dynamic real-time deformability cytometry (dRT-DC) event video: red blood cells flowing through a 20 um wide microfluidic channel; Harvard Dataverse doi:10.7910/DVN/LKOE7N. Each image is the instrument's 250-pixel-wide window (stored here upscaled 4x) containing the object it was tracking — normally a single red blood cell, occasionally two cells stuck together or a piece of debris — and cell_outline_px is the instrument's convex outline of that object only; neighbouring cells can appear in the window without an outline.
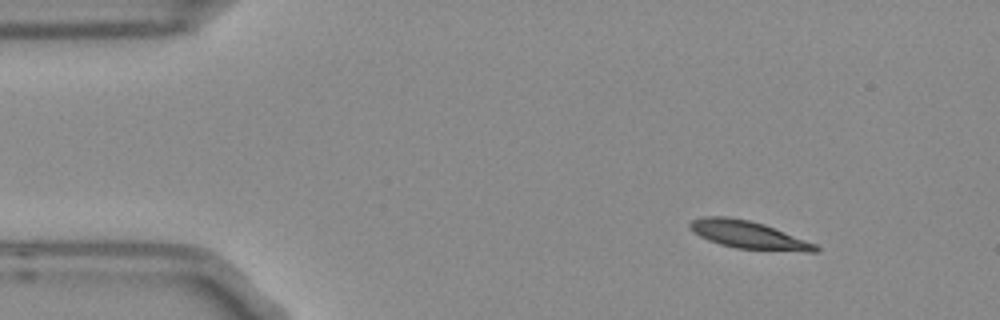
{"species": "Egyptian fruit bat (a non-hibernating species)", "species_latin": "Rousettus aegyptiacus", "temperature_condition": "room temperature", "stored_images_in_passage": 4, "camera_frame_rate_fps": 3000, "um_per_image_px": 0.085, "frame": {"image": 1, "passage_image": 1, "time_ms": 0.0, "image_size_px": [1000, 320], "cell_outline_px": [[820, 248], [816, 252], [808, 252], [736, 248], [720, 244], [708, 240], [692, 232], [688, 228], [688, 224], [692, 220], [704, 216], [728, 216], [748, 220], [764, 224], [816, 244]], "centroid_in_image_um": [63.57, 19.95], "position_along_channel_um": 21.4, "area_um2": 20.23}}
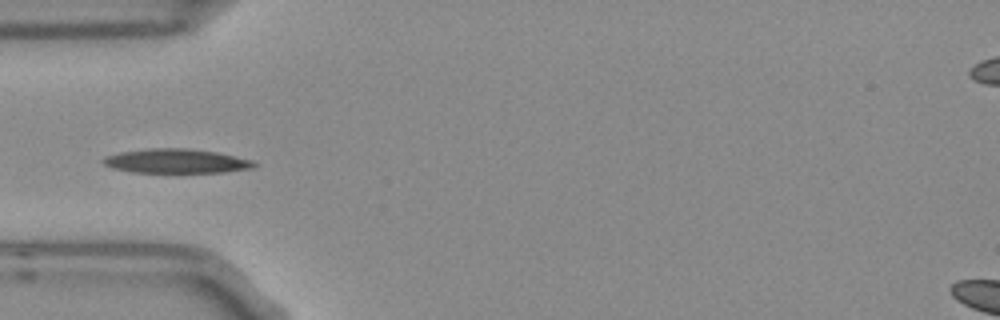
{"frame": {"image": 2, "passage_image": 4, "time_ms": 1.0, "image_size_px": [1000, 320], "cell_outline_px": [[260, 164], [256, 168], [224, 172], [132, 172], [112, 168], [104, 164], [100, 160], [104, 156], [120, 152], [148, 148], [188, 148], [216, 152], [252, 160]], "centroid_in_image_um": [14.99, 13.69], "position_along_channel_um": 70.0, "area_um2": 21.5}}